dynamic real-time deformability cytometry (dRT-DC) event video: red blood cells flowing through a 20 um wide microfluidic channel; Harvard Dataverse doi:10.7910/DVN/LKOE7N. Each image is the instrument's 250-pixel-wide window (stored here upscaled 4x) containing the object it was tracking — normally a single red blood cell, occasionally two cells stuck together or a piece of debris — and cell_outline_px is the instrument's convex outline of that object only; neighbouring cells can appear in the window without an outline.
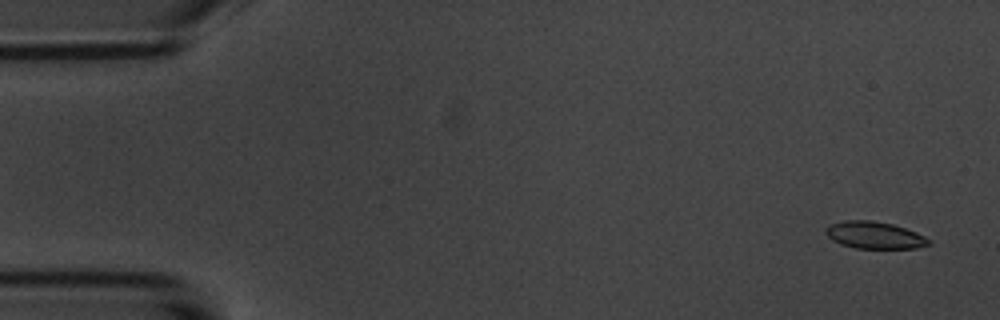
{"species": "common noctule bat (a hibernating species)", "species_latin": "Nyctalus noctula", "temperature_condition": "room temperature", "stored_images_in_passage": 9, "camera_frame_rate_fps": 3000, "um_per_image_px": 0.085, "animal": {"sex": "male", "body_mass_g": 20.1, "forearm_length_mm": 53.5}, "frame": {"image": 1, "passage_image": 1, "time_ms": 0.0, "image_size_px": [1000, 320], "cell_outline_px": [[932, 244], [916, 248], [856, 248], [840, 244], [832, 240], [824, 232], [824, 228], [828, 224], [844, 220], [872, 220], [892, 224], [916, 232], [932, 240]], "centroid_in_image_um": [74.31, 19.98], "position_along_channel_um": 10.7, "area_um2": 16.42}}
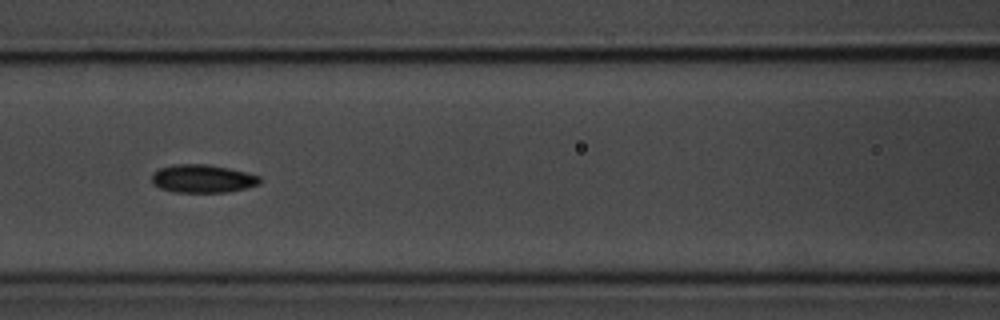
{"frame": {"image": 2, "passage_image": 7, "time_ms": 7.0, "image_size_px": [1000, 320], "cell_outline_px": [[260, 184], [228, 192], [176, 192], [160, 188], [152, 184], [152, 172], [160, 168], [172, 164], [208, 164], [228, 168], [260, 176]], "centroid_in_image_um": [17.18, 15.18], "position_along_channel_um": 149.4, "area_um2": 17.69}}
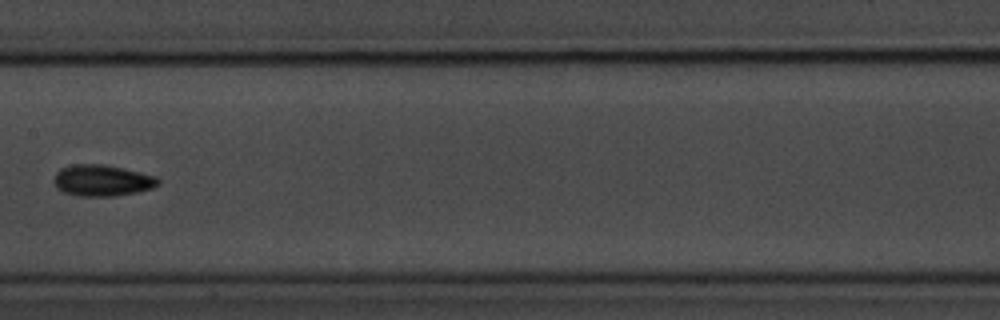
{"frame": {"image": 3, "passage_image": 8, "time_ms": 8.333, "image_size_px": [1000, 320], "cell_outline_px": [[160, 184], [152, 188], [136, 192], [112, 196], [80, 196], [64, 192], [56, 188], [52, 180], [56, 172], [60, 168], [72, 164], [104, 164], [124, 168], [156, 176], [160, 180]], "centroid_in_image_um": [8.66, 15.33], "position_along_channel_um": 198.7, "area_um2": 19.19}}